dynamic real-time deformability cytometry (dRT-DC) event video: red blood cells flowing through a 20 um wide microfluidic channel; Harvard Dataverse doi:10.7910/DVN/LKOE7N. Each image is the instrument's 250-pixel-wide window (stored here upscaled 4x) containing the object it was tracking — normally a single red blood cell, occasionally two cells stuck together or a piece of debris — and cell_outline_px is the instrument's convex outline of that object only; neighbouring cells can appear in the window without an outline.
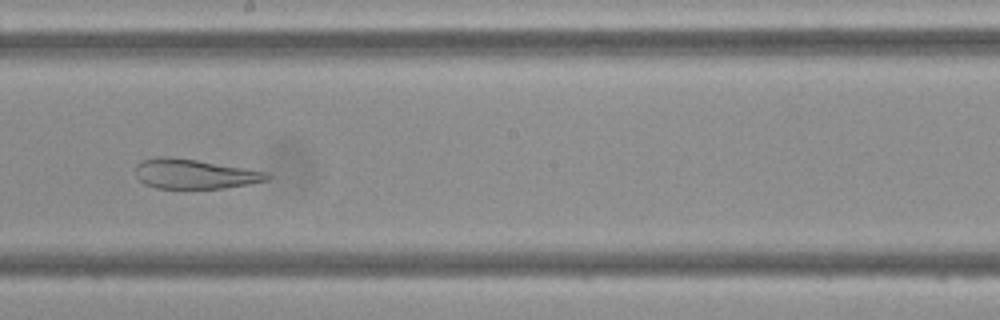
{"species": "Egyptian fruit bat (a non-hibernating species)", "species_latin": "Rousettus aegyptiacus", "temperature_condition": "cold", "stored_images_in_passage": 47, "camera_frame_rate_fps": 3000, "um_per_image_px": 0.085, "frame": {"image": 1, "passage_image": 26, "time_ms": 8.333, "image_size_px": [1000, 320], "cell_outline_px": [[272, 176], [268, 180], [248, 184], [224, 188], [156, 188], [144, 184], [136, 176], [136, 164], [140, 160], [156, 156], [164, 156], [196, 160], [244, 168], [264, 172]], "centroid_in_image_um": [16.47, 14.78], "position_along_channel_um": 231.7, "area_um2": 22.6}}
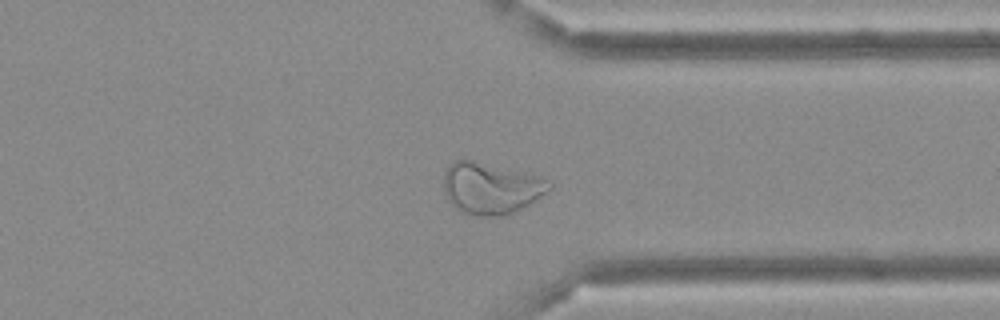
{"frame": {"image": 2, "passage_image": 36, "time_ms": 11.667, "image_size_px": [1000, 320], "cell_outline_px": [[552, 188], [528, 204], [504, 216], [480, 216], [460, 212], [448, 200], [444, 192], [444, 172], [448, 164], [456, 160], [472, 160], [536, 176], [548, 180], [552, 184]], "centroid_in_image_um": [41.67, 16.01], "position_along_channel_um": 369.7, "area_um2": 31.21}}
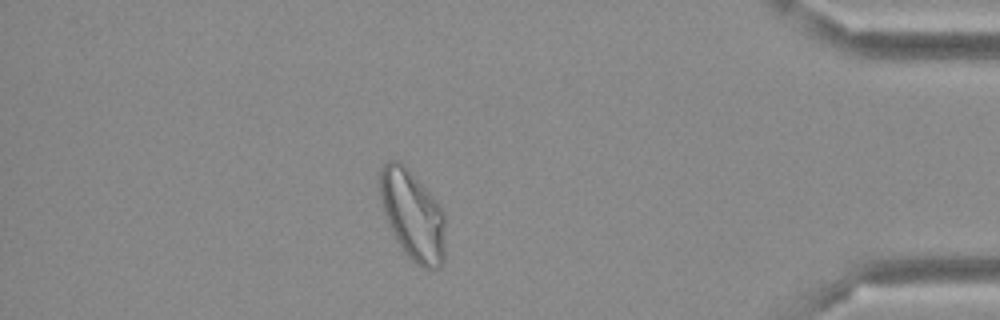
{"frame": {"image": 3, "passage_image": 41, "time_ms": 13.333, "image_size_px": [1000, 320], "cell_outline_px": [[444, 260], [432, 272], [428, 272], [416, 264], [404, 252], [396, 240], [388, 224], [380, 204], [380, 168], [388, 160], [400, 160], [408, 168], [432, 196], [444, 212]], "centroid_in_image_um": [35.05, 18.31], "position_along_channel_um": 400.1, "area_um2": 34.45}}